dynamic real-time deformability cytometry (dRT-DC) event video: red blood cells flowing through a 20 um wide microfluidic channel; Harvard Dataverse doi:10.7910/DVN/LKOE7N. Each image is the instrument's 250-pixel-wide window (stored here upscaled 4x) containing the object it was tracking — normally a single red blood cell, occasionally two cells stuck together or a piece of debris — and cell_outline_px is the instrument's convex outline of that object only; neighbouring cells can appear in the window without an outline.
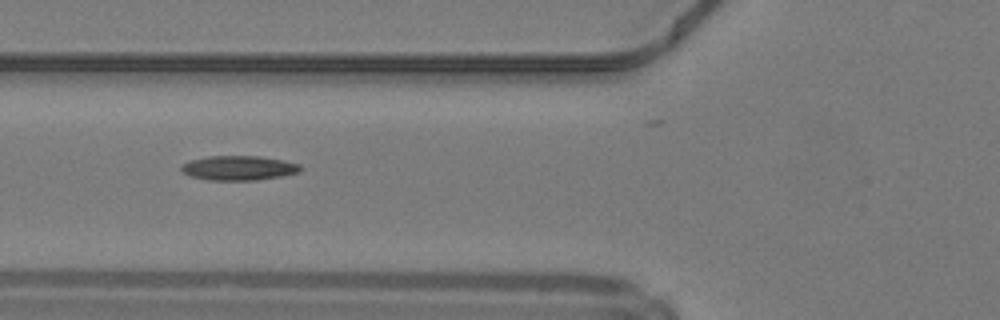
{"species": "common noctule bat (a hibernating species)", "species_latin": "Nyctalus noctula", "temperature_condition": "warm", "stored_images_in_passage": 27, "camera_frame_rate_fps": 3000, "um_per_image_px": 0.085, "animal": {"sex": "male", "body_mass_g": 19.2, "forearm_length_mm": 51.8}, "frame": {"image": 1, "passage_image": 8, "time_ms": 2.333, "image_size_px": [1000, 320], "cell_outline_px": [[304, 168], [300, 172], [280, 176], [256, 180], [208, 180], [192, 176], [184, 172], [180, 168], [184, 164], [192, 160], [208, 156], [260, 156], [284, 160], [300, 164]], "centroid_in_image_um": [20.36, 14.27], "position_along_channel_um": 105.4, "area_um2": 16.94}}
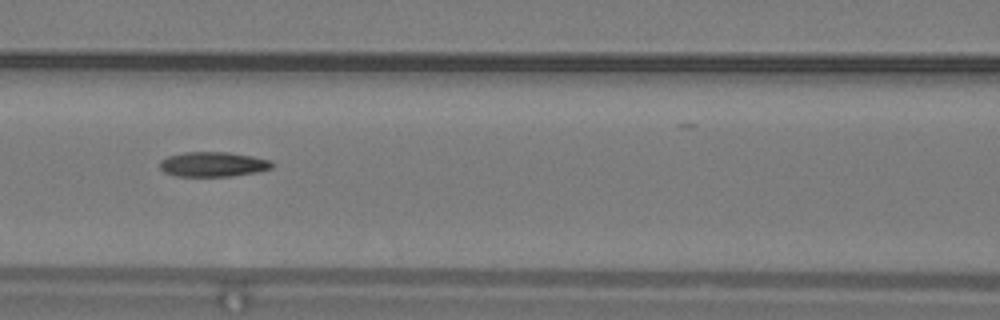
{"frame": {"image": 2, "passage_image": 11, "time_ms": 3.333, "image_size_px": [1000, 320], "cell_outline_px": [[272, 168], [256, 172], [232, 176], [176, 176], [164, 172], [160, 168], [160, 160], [168, 156], [184, 152], [228, 152], [252, 156], [272, 160]], "centroid_in_image_um": [18.1, 13.96], "position_along_channel_um": 148.5, "area_um2": 16.24}, "authors_computed_cell_mechanics": {"area_um2": 16.2996, "velocity_mm_per_s": 4.2356, "shape_relaxation_time_tau1_ms": null, "shape_relaxation_time_tau2_ms": 2.342, "deformation_change_tau1": null, "deformation_change_tau2": 0.0996}}